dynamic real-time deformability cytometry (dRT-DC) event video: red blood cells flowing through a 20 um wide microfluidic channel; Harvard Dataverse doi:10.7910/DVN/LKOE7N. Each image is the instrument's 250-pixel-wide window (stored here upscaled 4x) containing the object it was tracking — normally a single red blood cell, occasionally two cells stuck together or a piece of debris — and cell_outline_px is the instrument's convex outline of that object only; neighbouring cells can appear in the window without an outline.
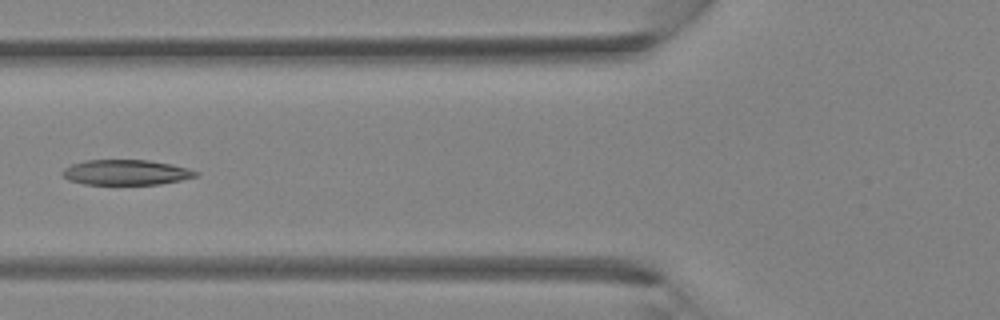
{"species": "Egyptian fruit bat (a non-hibernating species)", "species_latin": "Rousettus aegyptiacus", "temperature_condition": "room temperature", "stored_images_in_passage": 4, "camera_frame_rate_fps": 3000, "um_per_image_px": 0.085, "animal": {"sex": "female"}, "frame": {"image": 1, "passage_image": 4, "time_ms": 4.333, "image_size_px": [1000, 320], "cell_outline_px": [[200, 172], [196, 176], [180, 180], [160, 184], [84, 184], [68, 180], [60, 172], [64, 168], [72, 164], [84, 160], [148, 160], [172, 164], [188, 168]], "centroid_in_image_um": [10.7, 14.64], "position_along_channel_um": 115.1, "area_um2": 19.59}}